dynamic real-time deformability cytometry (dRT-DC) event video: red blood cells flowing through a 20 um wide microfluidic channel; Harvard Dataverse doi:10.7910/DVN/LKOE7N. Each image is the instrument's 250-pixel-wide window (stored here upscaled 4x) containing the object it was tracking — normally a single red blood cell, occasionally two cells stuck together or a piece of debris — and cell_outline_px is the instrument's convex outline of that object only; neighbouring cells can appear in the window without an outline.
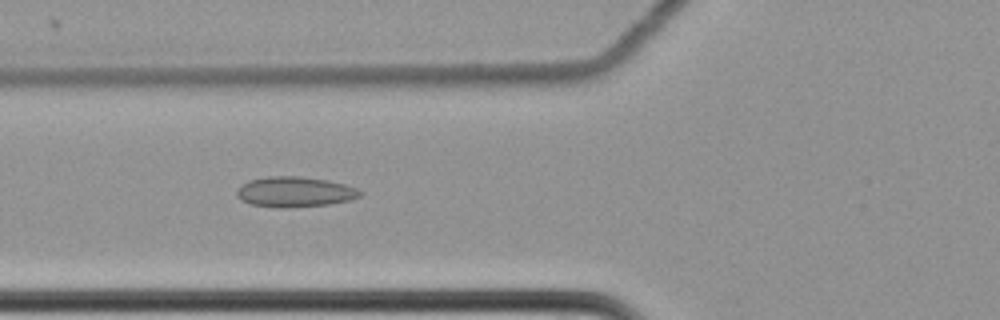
{"species": "common noctule bat (a hibernating species)", "species_latin": "Nyctalus noctula", "temperature_condition": "cold", "stored_images_in_passage": 45, "camera_frame_rate_fps": 3000, "um_per_image_px": 0.085, "animal": {"sex": "female", "body_mass_g": 22.7, "forearm_length_mm": 54.2}, "frame": {"image": 1, "passage_image": 9, "time_ms": 2.667, "image_size_px": [1000, 320], "cell_outline_px": [[364, 192], [360, 196], [352, 200], [328, 204], [292, 208], [276, 208], [248, 204], [240, 200], [236, 196], [236, 188], [240, 184], [248, 180], [268, 176], [300, 176], [328, 180], [344, 184], [356, 188]], "centroid_in_image_um": [25.01, 16.32], "position_along_channel_um": 100.8, "area_um2": 22.31}}
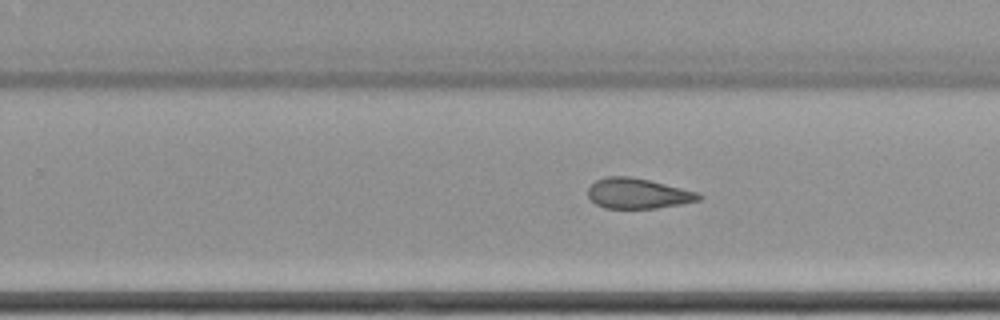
{"frame": {"image": 2, "passage_image": 24, "time_ms": 7.667, "image_size_px": [1000, 320], "cell_outline_px": [[704, 196], [700, 200], [680, 204], [656, 208], [604, 208], [596, 204], [588, 196], [588, 188], [596, 180], [608, 176], [628, 176], [648, 180], [700, 192]], "centroid_in_image_um": [54.24, 16.44], "position_along_channel_um": 275.6, "area_um2": 19.54}}
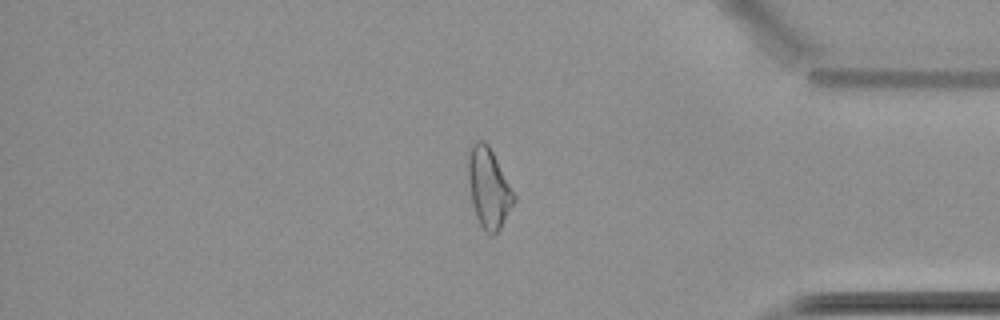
{"frame": {"image": 3, "passage_image": 36, "time_ms": 11.667, "image_size_px": [1000, 320], "cell_outline_px": [[516, 200], [500, 228], [492, 236], [480, 224], [476, 216], [472, 204], [468, 180], [468, 156], [472, 144], [476, 140], [484, 140], [488, 144], [516, 196]], "centroid_in_image_um": [41.53, 15.96], "position_along_channel_um": 393.7, "area_um2": 21.04}, "authors_computed_cell_mechanics": {"area_um2": 20.5768, "velocity_mm_per_s": 3.4971, "shape_relaxation_time_tau1_ms": null, "shape_relaxation_time_tau2_ms": 5.9168, "deformation_change_tau1": null, "deformation_change_tau2": 0.1431}}